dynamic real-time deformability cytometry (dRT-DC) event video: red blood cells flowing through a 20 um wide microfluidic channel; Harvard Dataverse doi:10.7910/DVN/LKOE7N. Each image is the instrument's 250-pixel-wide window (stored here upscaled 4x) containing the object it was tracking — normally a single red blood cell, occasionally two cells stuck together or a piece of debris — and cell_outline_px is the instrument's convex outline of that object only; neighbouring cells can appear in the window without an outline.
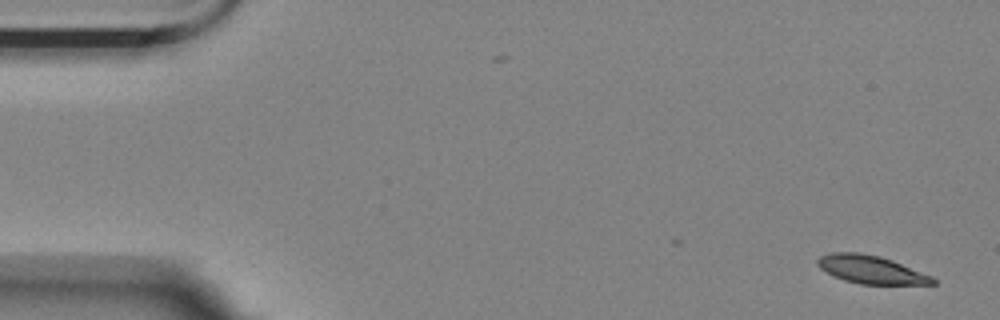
{"species": "Egyptian fruit bat (a non-hibernating species)", "species_latin": "Rousettus aegyptiacus", "temperature_condition": "room temperature", "stored_images_in_passage": 2, "camera_frame_rate_fps": 3000, "um_per_image_px": 0.085, "animal": {"sex": "female"}, "frame": {"image": 1, "passage_image": 2, "time_ms": 0.333, "image_size_px": [1000, 320], "cell_outline_px": [[936, 284], [860, 284], [844, 280], [832, 276], [820, 268], [816, 264], [816, 260], [820, 256], [832, 252], [860, 252], [880, 256], [892, 260], [932, 276], [936, 280]], "centroid_in_image_um": [74.0, 22.91], "position_along_channel_um": 11.0, "area_um2": 18.9}}